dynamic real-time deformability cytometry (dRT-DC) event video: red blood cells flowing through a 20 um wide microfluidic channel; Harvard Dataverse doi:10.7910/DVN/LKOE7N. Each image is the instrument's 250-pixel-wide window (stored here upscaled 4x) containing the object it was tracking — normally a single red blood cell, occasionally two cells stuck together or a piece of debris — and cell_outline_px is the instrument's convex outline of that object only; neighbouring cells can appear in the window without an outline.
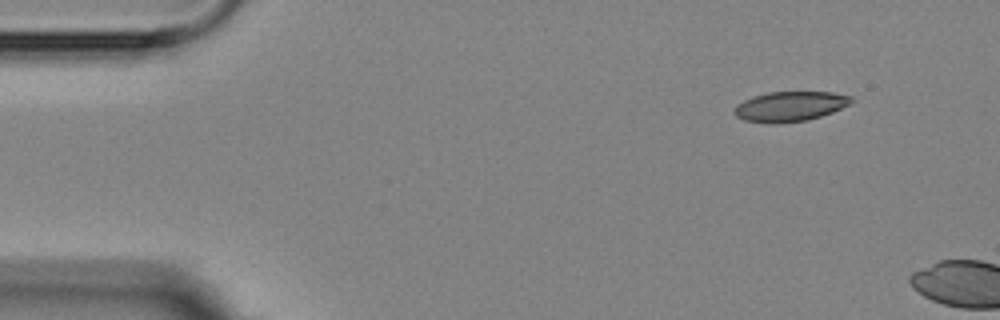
{"species": "Egyptian fruit bat (a non-hibernating species)", "species_latin": "Rousettus aegyptiacus", "temperature_condition": "room temperature", "stored_images_in_passage": 2, "camera_frame_rate_fps": 3000, "um_per_image_px": 0.085, "animal": {"sex": "female"}, "frame": {"image": 1, "passage_image": 1, "time_ms": 0.0, "image_size_px": [1000, 320], "cell_outline_px": [[856, 100], [852, 104], [832, 112], [808, 120], [780, 124], [772, 124], [744, 120], [736, 116], [732, 112], [736, 104], [752, 96], [768, 92], [832, 92], [852, 96]], "centroid_in_image_um": [67.16, 9.05], "position_along_channel_um": 17.8, "area_um2": 20.81}}